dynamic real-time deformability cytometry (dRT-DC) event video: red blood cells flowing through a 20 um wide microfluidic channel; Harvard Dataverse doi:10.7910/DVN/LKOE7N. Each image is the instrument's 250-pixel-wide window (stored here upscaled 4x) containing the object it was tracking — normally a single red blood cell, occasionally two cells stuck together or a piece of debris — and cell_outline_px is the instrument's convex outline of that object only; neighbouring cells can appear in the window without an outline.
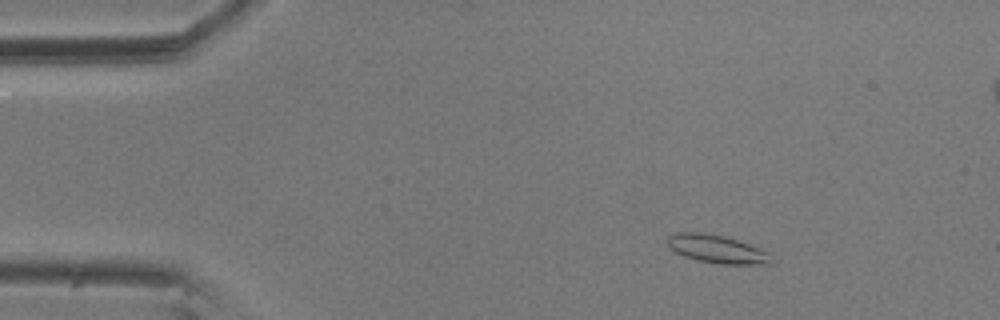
{"species": "common noctule bat (a hibernating species)", "species_latin": "Nyctalus noctula", "temperature_condition": "room temperature", "stored_images_in_passage": 58, "segment_of_instrument_passage": [1, 2], "camera_frame_rate_fps": 3000, "um_per_image_px": 0.085, "animal": {"sex": "male", "body_mass_g": 20.5, "forearm_length_mm": 52.5}, "frame": {"image": 1, "passage_image": 8, "time_ms": 2.333, "image_size_px": [1000, 320], "cell_outline_px": [[772, 264], [720, 264], [696, 260], [684, 256], [668, 248], [668, 236], [676, 232], [700, 232], [724, 236], [748, 244], [768, 252]], "centroid_in_image_um": [60.89, 21.17], "position_along_channel_um": 24.1, "area_um2": 16.88}}
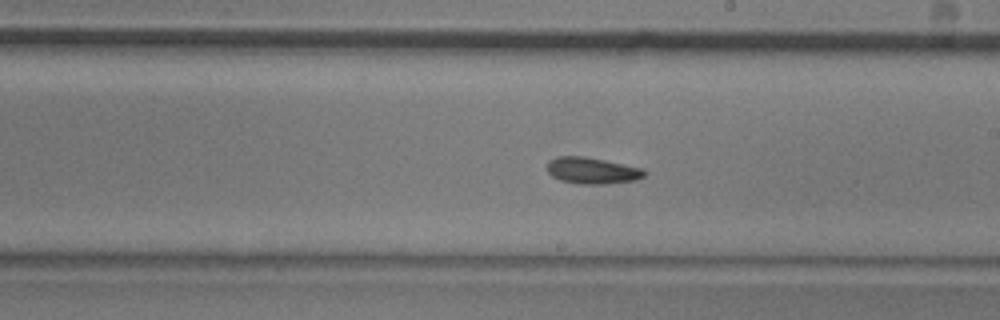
{"frame": {"image": 2, "passage_image": 32, "time_ms": 10.333, "image_size_px": [1000, 320], "cell_outline_px": [[648, 172], [644, 176], [636, 180], [608, 184], [576, 184], [560, 180], [552, 176], [548, 172], [548, 160], [556, 156], [584, 156], [644, 168]], "centroid_in_image_um": [50.35, 14.5], "position_along_channel_um": 238.6, "area_um2": 15.2}}
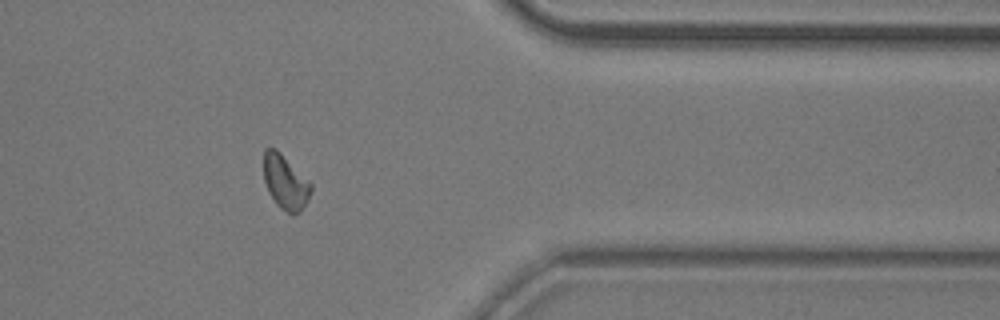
{"frame": {"image": 3, "passage_image": 46, "time_ms": 15.0, "image_size_px": [1000, 320], "cell_outline_px": [[312, 192], [308, 200], [300, 212], [292, 216], [280, 208], [276, 204], [268, 192], [264, 180], [264, 148], [276, 148], [312, 184]], "centroid_in_image_um": [24.26, 15.51], "position_along_channel_um": 387.1, "area_um2": 15.09}}